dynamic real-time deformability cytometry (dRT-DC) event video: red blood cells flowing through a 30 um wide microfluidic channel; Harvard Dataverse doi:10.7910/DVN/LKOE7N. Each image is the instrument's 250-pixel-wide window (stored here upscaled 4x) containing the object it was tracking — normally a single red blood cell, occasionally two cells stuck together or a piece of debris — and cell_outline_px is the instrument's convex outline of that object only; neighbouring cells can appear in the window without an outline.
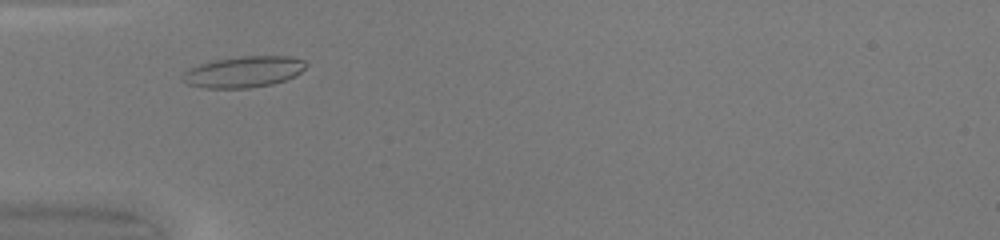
{"species": "common noctule bat (a hibernating species)", "species_latin": "Nyctalus noctula", "temperature_condition": "warm", "stored_images_in_passage": 38, "camera_frame_rate_fps": 3000, "um_per_image_px": 0.085, "animal": {"sex": "female", "body_mass_g": 20.0, "forearm_length_mm": 54.0}, "frame": {"image": 1, "passage_image": 6, "time_ms": 1.667, "image_size_px": [1000, 240], "cell_outline_px": [[308, 64], [296, 76], [272, 84], [248, 88], [204, 88], [188, 84], [180, 76], [184, 72], [200, 64], [216, 60], [240, 56], [288, 56], [304, 60]], "centroid_in_image_um": [20.73, 6.11], "position_along_channel_um": 64.3, "area_um2": 22.25}}
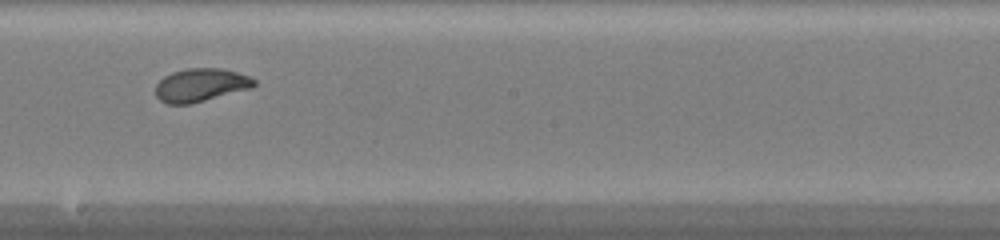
{"frame": {"image": 2, "passage_image": 18, "time_ms": 5.667, "image_size_px": [1000, 240], "cell_outline_px": [[256, 84], [252, 88], [192, 104], [168, 104], [160, 100], [156, 96], [156, 84], [164, 76], [172, 72], [188, 68], [220, 68], [236, 72], [248, 76], [256, 80]], "centroid_in_image_um": [17.06, 7.24], "position_along_channel_um": 231.1, "area_um2": 19.13}}
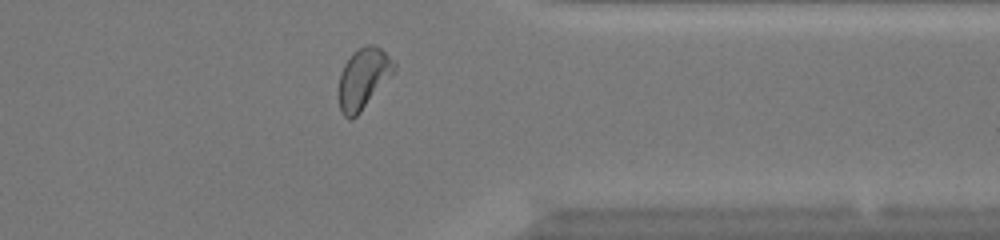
{"frame": {"image": 3, "passage_image": 29, "time_ms": 9.333, "image_size_px": [1000, 240], "cell_outline_px": [[396, 68], [392, 76], [360, 112], [352, 120], [348, 120], [340, 112], [340, 72], [344, 64], [352, 52], [364, 44], [372, 44], [380, 48], [396, 64]], "centroid_in_image_um": [30.89, 6.66], "position_along_channel_um": 380.5, "area_um2": 19.54}, "authors_computed_cell_mechanics": {"area_um2": 19.7387, "velocity_mm_per_s": 4.247, "shape_relaxation_time_tau1_ms": 3.2576, "shape_relaxation_time_tau2_ms": 0.7664, "deformation_change_tau1": 0.1535, "deformation_change_tau2": 0.0457}}